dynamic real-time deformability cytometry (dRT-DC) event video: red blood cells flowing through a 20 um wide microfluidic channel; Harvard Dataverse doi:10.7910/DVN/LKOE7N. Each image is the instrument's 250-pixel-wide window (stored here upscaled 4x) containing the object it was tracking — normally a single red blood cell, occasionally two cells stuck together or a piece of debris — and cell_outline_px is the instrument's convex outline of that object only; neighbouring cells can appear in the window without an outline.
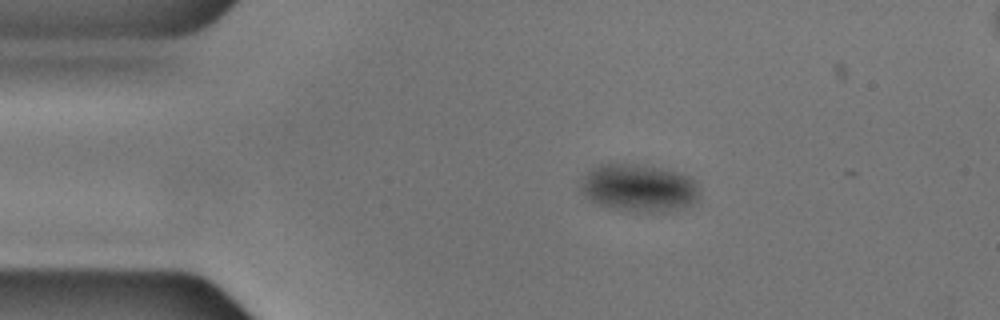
{"species": "common noctule bat (a hibernating species)", "species_latin": "Nyctalus noctula", "temperature_condition": "cold", "stored_images_in_passage": 37, "camera_frame_rate_fps": 3000, "um_per_image_px": 0.085, "animal": {"sex": "male", "body_mass_g": 17.9, "forearm_length_mm": 54.2}, "frame": {"image": 1, "passage_image": 1, "time_ms": 0.0, "image_size_px": [1000, 320], "cell_outline_px": [[700, 196], [692, 204], [672, 212], [636, 212], [612, 208], [600, 204], [592, 200], [580, 188], [580, 184], [584, 176], [592, 168], [600, 164], [636, 164], [660, 168], [680, 172], [692, 176], [696, 180], [700, 188]], "centroid_in_image_um": [54.4, 15.98], "position_along_channel_um": 30.6, "area_um2": 33.23}}
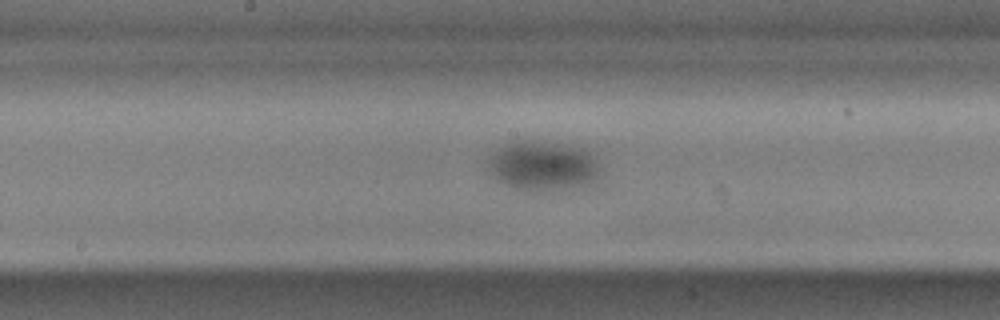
{"frame": {"image": 2, "passage_image": 19, "time_ms": 6.0, "image_size_px": [1000, 320], "cell_outline_px": [[600, 168], [596, 188], [536, 192], [532, 192], [516, 188], [504, 184], [496, 180], [484, 168], [488, 156], [504, 144], [516, 140], [536, 140], [564, 144], [584, 148], [592, 152]], "centroid_in_image_um": [46.19, 14.14], "position_along_channel_um": 202.0, "area_um2": 34.45}}
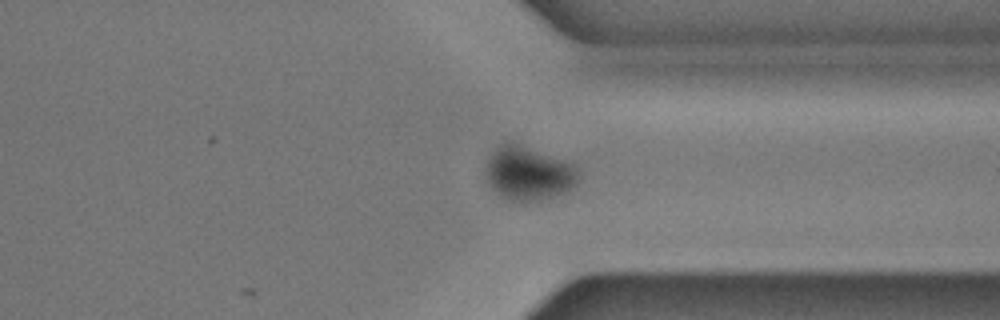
{"frame": {"image": 3, "passage_image": 33, "time_ms": 10.667, "image_size_px": [1000, 320], "cell_outline_px": [[580, 180], [576, 184], [564, 192], [540, 200], [508, 200], [492, 188], [484, 172], [488, 160], [496, 148], [500, 144], [520, 144], [572, 164], [576, 168]], "centroid_in_image_um": [44.91, 14.74], "position_along_channel_um": 366.5, "area_um2": 28.21}}